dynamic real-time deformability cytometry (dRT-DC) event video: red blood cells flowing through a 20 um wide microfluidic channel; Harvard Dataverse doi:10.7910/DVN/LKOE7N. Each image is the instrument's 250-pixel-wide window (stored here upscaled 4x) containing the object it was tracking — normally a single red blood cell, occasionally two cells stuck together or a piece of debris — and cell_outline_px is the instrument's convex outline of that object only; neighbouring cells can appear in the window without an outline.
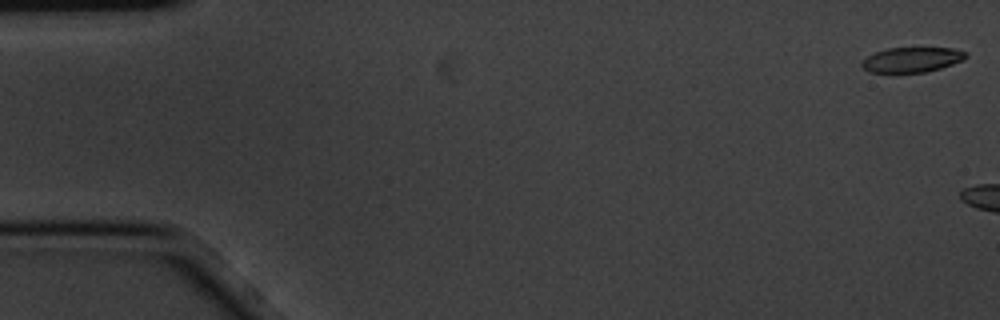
{"species": "common noctule bat (a hibernating species)", "species_latin": "Nyctalus noctula", "temperature_condition": "cold", "stored_images_in_passage": 7, "camera_frame_rate_fps": 3000, "um_per_image_px": 0.085, "animal": {"sex": "male", "body_mass_g": 20.1, "forearm_length_mm": 53.5}, "frame": {"image": 1, "passage_image": 1, "time_ms": 0.0, "image_size_px": [1000, 320], "cell_outline_px": [[968, 56], [964, 60], [940, 68], [924, 72], [892, 76], [868, 72], [860, 64], [868, 56], [876, 52], [888, 48], [952, 48], [968, 52]], "centroid_in_image_um": [77.47, 5.13], "position_along_channel_um": 7.5, "area_um2": 15.84}}
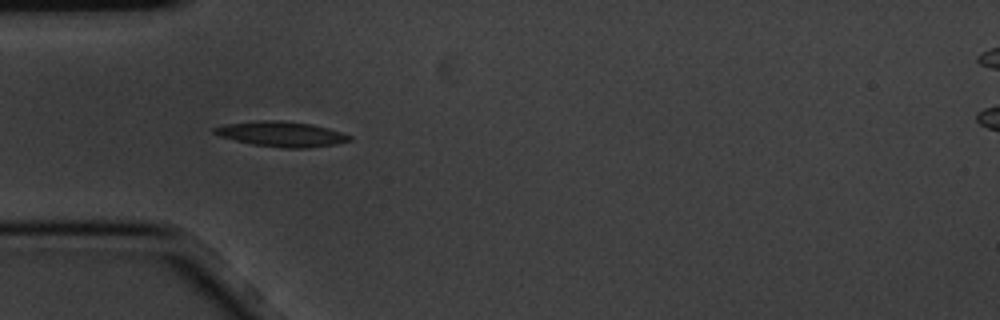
{"frame": {"image": 2, "passage_image": 6, "time_ms": 1.667, "image_size_px": [1000, 320], "cell_outline_px": [[352, 140], [336, 144], [308, 148], [284, 148], [252, 144], [220, 136], [212, 132], [212, 128], [228, 124], [260, 120], [280, 120], [312, 124], [328, 128], [352, 136]], "centroid_in_image_um": [23.95, 11.39], "position_along_channel_um": 61.1, "area_um2": 19.71}}
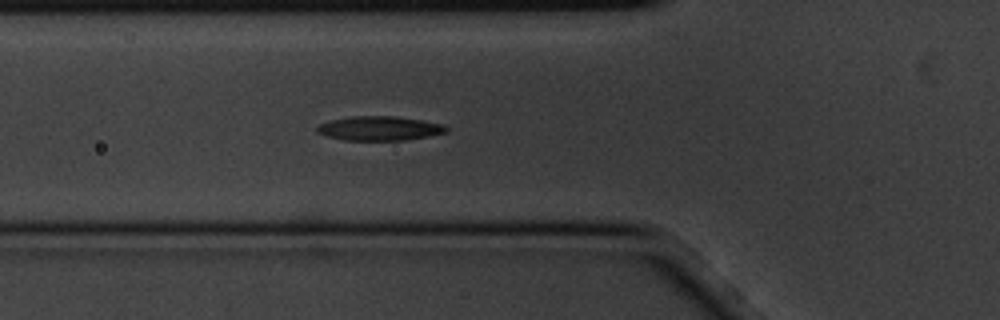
{"frame": {"image": 3, "passage_image": 7, "time_ms": 2.0, "image_size_px": [1000, 320], "cell_outline_px": [[448, 132], [428, 136], [404, 140], [344, 140], [324, 136], [316, 132], [316, 128], [320, 124], [332, 120], [352, 116], [392, 116], [420, 120], [444, 124], [448, 128]], "centroid_in_image_um": [32.24, 10.92], "position_along_channel_um": 93.6, "area_um2": 18.21}}